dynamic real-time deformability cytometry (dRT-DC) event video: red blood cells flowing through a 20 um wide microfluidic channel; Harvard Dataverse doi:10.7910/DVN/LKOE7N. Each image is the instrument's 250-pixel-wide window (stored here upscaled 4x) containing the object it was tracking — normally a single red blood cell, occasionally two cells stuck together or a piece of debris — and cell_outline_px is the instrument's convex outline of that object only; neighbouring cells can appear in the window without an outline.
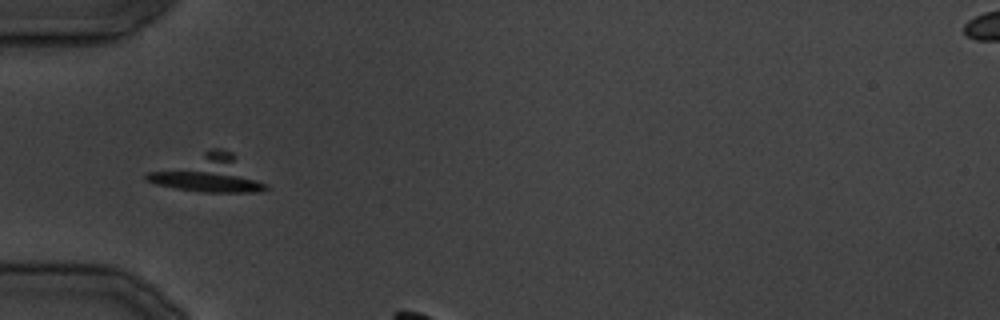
{"species": "common noctule bat (a hibernating species)", "species_latin": "Nyctalus noctula", "temperature_condition": "cold", "stored_images_in_passage": 5, "segment_of_instrument_passage": [2, 2], "camera_frame_rate_fps": 3000, "um_per_image_px": 0.085, "animal": {"sex": "male", "body_mass_g": 19.5, "forearm_length_mm": 54.6}, "frame": {"image": 1, "passage_image": 3, "time_ms": 2.0, "image_size_px": [1000, 320], "cell_outline_px": [[268, 188], [264, 192], [204, 192], [176, 188], [156, 184], [148, 180], [144, 176], [148, 172], [212, 148], [220, 148], [232, 152], [268, 184]], "centroid_in_image_um": [17.8, 14.78], "position_along_channel_um": 67.2, "area_um2": 25.43}}